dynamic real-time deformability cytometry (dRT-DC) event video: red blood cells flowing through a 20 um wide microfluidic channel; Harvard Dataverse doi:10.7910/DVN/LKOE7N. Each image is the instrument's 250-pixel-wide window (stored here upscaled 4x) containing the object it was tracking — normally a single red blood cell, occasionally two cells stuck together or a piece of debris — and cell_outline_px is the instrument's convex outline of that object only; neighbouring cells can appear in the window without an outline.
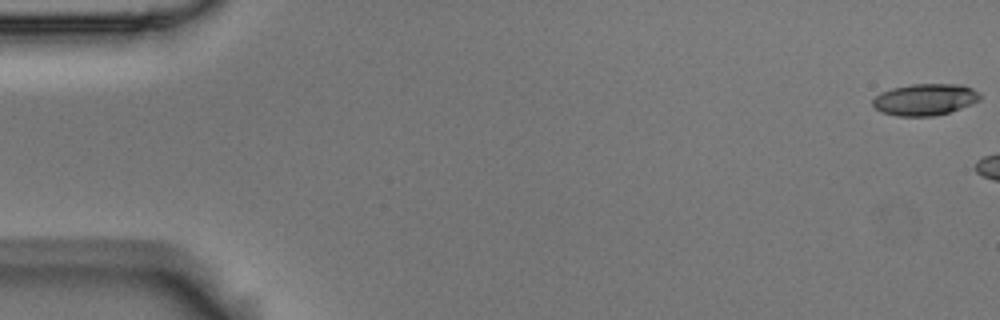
{"species": "Egyptian fruit bat (a non-hibernating species)", "species_latin": "Rousettus aegyptiacus", "temperature_condition": "room temperature", "stored_images_in_passage": 3, "camera_frame_rate_fps": 3000, "um_per_image_px": 0.085, "animal": {"sex": "male"}, "frame": {"image": 1, "passage_image": 1, "time_ms": 0.0, "image_size_px": [1000, 320], "cell_outline_px": [[980, 100], [960, 108], [936, 116], [896, 116], [880, 112], [872, 108], [872, 100], [880, 92], [892, 88], [912, 84], [964, 84], [972, 88], [980, 96]], "centroid_in_image_um": [78.57, 8.46], "position_along_channel_um": 6.4, "area_um2": 19.88}}